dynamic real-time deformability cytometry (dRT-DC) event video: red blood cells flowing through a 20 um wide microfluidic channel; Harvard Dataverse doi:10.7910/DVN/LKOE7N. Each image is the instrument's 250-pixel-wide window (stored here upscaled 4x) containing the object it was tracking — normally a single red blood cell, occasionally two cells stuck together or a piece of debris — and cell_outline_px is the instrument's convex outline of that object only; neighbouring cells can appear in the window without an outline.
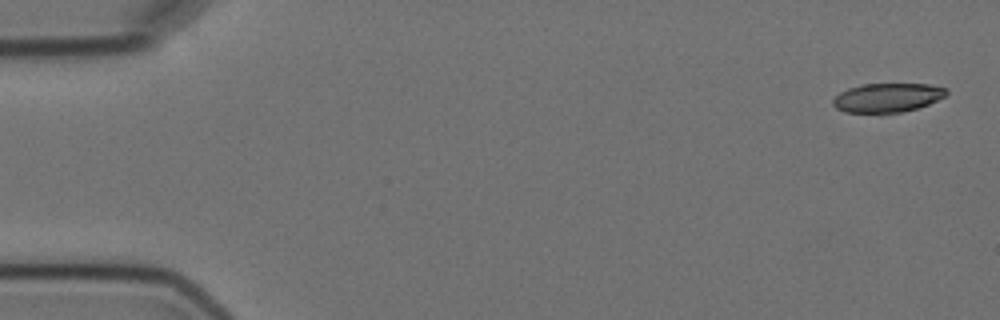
{"species": "Egyptian fruit bat (a non-hibernating species)", "species_latin": "Rousettus aegyptiacus", "temperature_condition": "cold", "stored_images_in_passage": 4, "camera_frame_rate_fps": 3000, "um_per_image_px": 0.085, "animal": {"sex": "female"}, "frame": {"image": 1, "passage_image": 1, "time_ms": 0.0, "image_size_px": [1000, 320], "cell_outline_px": [[948, 92], [944, 96], [928, 104], [916, 108], [900, 112], [880, 116], [844, 112], [836, 108], [832, 104], [832, 100], [840, 92], [848, 88], [860, 84], [928, 84], [948, 88]], "centroid_in_image_um": [75.36, 8.34], "position_along_channel_um": 9.6, "area_um2": 19.83}}